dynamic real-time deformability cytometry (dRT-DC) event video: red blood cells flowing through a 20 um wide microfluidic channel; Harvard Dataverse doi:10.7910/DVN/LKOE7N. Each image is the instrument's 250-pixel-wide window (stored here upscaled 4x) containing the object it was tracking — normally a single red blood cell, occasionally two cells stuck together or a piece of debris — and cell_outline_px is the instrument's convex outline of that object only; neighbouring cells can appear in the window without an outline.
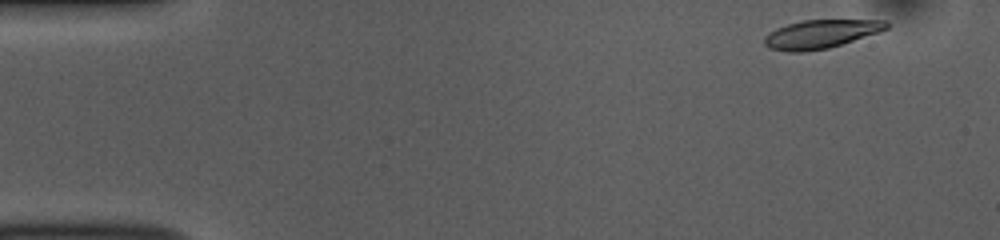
{"species": "common noctule bat (a hibernating species)", "species_latin": "Nyctalus noctula", "temperature_condition": "room temperature", "stored_images_in_passage": 50, "camera_frame_rate_fps": 3000, "um_per_image_px": 0.085, "animal": {"sex": "female", "body_mass_g": 10.0, "forearm_length_mm": 53.1}, "frame": {"image": 1, "passage_image": 1, "time_ms": 0.0, "image_size_px": [1000, 240], "cell_outline_px": [[888, 28], [880, 32], [828, 48], [804, 52], [788, 52], [768, 48], [764, 44], [764, 36], [768, 32], [776, 28], [788, 24], [804, 20], [884, 20], [888, 24]], "centroid_in_image_um": [69.72, 2.9], "position_along_channel_um": 15.3, "area_um2": 20.29}}
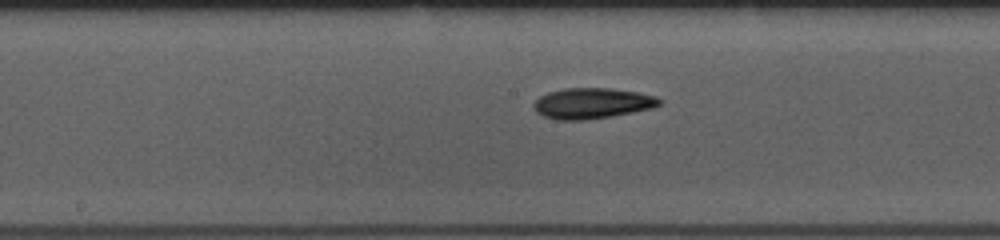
{"frame": {"image": 2, "passage_image": 24, "time_ms": 7.667, "image_size_px": [1000, 240], "cell_outline_px": [[664, 100], [656, 108], [584, 120], [556, 120], [544, 116], [536, 112], [532, 104], [540, 96], [548, 92], [564, 88], [608, 88], [636, 92], [656, 96]], "centroid_in_image_um": [50.34, 8.78], "position_along_channel_um": 197.9, "area_um2": 22.48}}
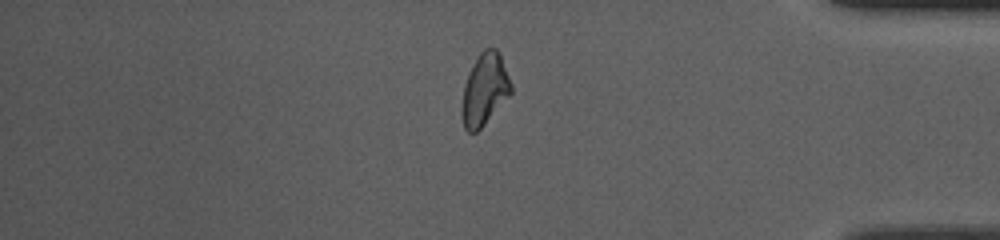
{"frame": {"image": 3, "passage_image": 42, "time_ms": 13.667, "image_size_px": [1000, 240], "cell_outline_px": [[512, 92], [484, 124], [476, 132], [468, 132], [464, 128], [460, 112], [460, 108], [464, 84], [472, 64], [480, 52], [484, 48], [496, 48], [500, 56], [512, 84]], "centroid_in_image_um": [41.16, 7.61], "position_along_channel_um": 394.0, "area_um2": 20.52}, "authors_computed_cell_mechanics": {"area_um2": 21.2993, "velocity_mm_per_s": 3.7305, "shape_relaxation_time_tau1_ms": 2.7324, "shape_relaxation_time_tau2_ms": null, "deformation_change_tau1": 0.1446, "deformation_change_tau2": null}}